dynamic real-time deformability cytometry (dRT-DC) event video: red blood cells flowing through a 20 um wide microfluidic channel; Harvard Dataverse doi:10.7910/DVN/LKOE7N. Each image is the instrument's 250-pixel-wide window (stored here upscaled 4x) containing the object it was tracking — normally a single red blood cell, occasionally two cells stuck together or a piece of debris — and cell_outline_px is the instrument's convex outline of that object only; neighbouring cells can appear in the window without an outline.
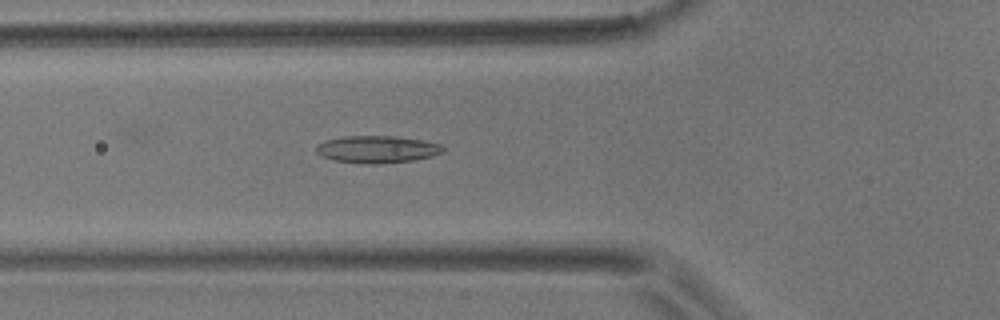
{"species": "common noctule bat (a hibernating species)", "species_latin": "Nyctalus noctula", "temperature_condition": "room temperature", "stored_images_in_passage": 36, "camera_frame_rate_fps": 3000, "um_per_image_px": 0.085, "animal": {"sex": "male", "body_mass_g": 17.9}, "frame": {"image": 1, "passage_image": 15, "time_ms": 4.667, "image_size_px": [1000, 320], "cell_outline_px": [[444, 152], [432, 156], [416, 160], [380, 164], [372, 164], [332, 160], [320, 156], [316, 152], [316, 144], [324, 140], [344, 136], [396, 136], [424, 140], [440, 144], [444, 148]], "centroid_in_image_um": [32.04, 12.69], "position_along_channel_um": 93.8, "area_um2": 20.4}}
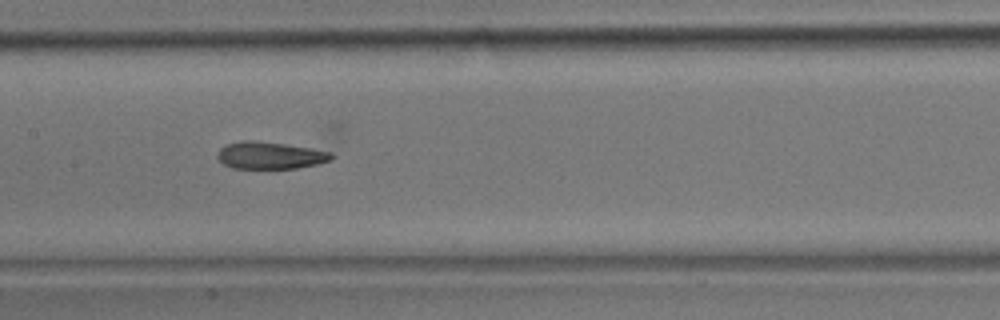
{"frame": {"image": 2, "passage_image": 21, "time_ms": 6.667, "image_size_px": [1000, 320], "cell_outline_px": [[332, 160], [316, 164], [296, 168], [232, 168], [224, 164], [216, 156], [220, 148], [228, 144], [240, 140], [256, 140], [312, 148], [332, 152]], "centroid_in_image_um": [22.95, 13.2], "position_along_channel_um": 184.5, "area_um2": 17.98}}
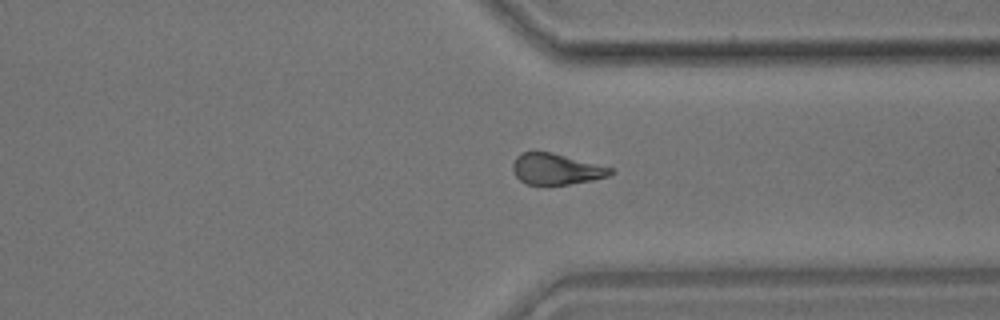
{"frame": {"image": 3, "passage_image": 33, "time_ms": 10.667, "image_size_px": [1000, 320], "cell_outline_px": [[616, 172], [608, 176], [592, 180], [544, 188], [528, 184], [520, 180], [516, 176], [512, 168], [512, 164], [516, 156], [520, 152], [552, 152], [612, 168]], "centroid_in_image_um": [47.24, 14.4], "position_along_channel_um": 364.2, "area_um2": 18.09}}